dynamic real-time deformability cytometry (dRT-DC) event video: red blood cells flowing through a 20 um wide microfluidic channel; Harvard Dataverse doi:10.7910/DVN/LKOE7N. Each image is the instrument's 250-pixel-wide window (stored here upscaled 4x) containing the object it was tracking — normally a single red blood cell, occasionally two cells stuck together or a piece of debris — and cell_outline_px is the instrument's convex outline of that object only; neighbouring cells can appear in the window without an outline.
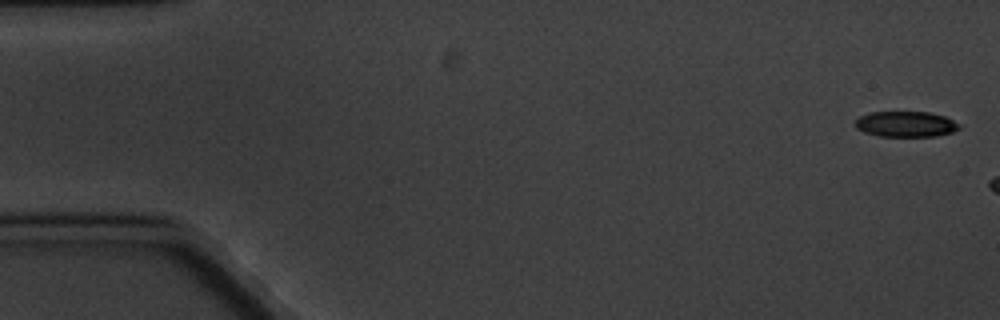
{"species": "common noctule bat (a hibernating species)", "species_latin": "Nyctalus noctula", "temperature_condition": "cold", "stored_images_in_passage": 3, "camera_frame_rate_fps": 3000, "um_per_image_px": 0.085, "animal": {"sex": "male", "body_mass_g": 20.1, "forearm_length_mm": 53.5}, "frame": {"image": 1, "passage_image": 1, "time_ms": 0.0, "image_size_px": [1000, 320], "cell_outline_px": [[960, 128], [952, 132], [936, 136], [880, 136], [864, 132], [856, 128], [852, 124], [860, 116], [868, 112], [928, 112], [944, 116], [960, 124]], "centroid_in_image_um": [76.95, 10.55], "position_along_channel_um": 8.0, "area_um2": 15.55}}